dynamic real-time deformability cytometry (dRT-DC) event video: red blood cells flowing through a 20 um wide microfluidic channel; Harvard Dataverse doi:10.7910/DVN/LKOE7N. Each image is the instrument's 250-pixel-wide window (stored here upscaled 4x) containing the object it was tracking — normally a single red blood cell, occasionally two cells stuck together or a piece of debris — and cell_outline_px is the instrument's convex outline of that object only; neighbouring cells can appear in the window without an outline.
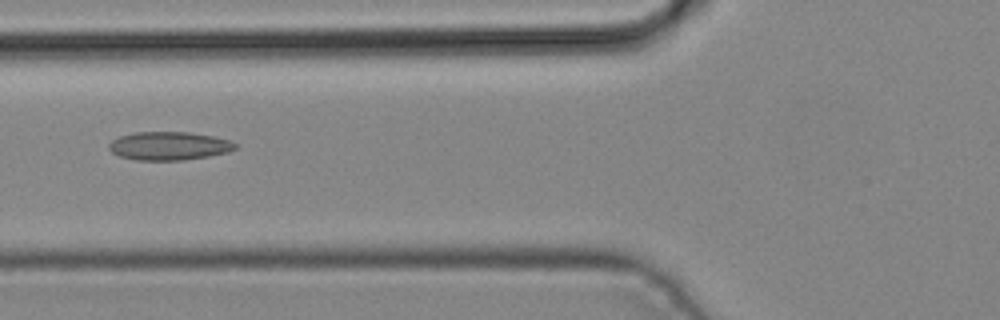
{"species": "common noctule bat (a hibernating species)", "species_latin": "Nyctalus noctula", "temperature_condition": "cold", "stored_images_in_passage": 7, "camera_frame_rate_fps": 3000, "um_per_image_px": 0.085, "animal": {"sex": "male", "body_mass_g": 19.2, "forearm_length_mm": 51.8}, "frame": {"image": 1, "passage_image": 6, "time_ms": 1.667, "image_size_px": [1000, 320], "cell_outline_px": [[240, 144], [236, 148], [228, 152], [208, 156], [184, 160], [136, 160], [120, 156], [112, 152], [108, 148], [108, 144], [112, 140], [120, 136], [136, 132], [188, 132], [212, 136], [228, 140]], "centroid_in_image_um": [14.37, 12.4], "position_along_channel_um": 111.4, "area_um2": 20.87}}
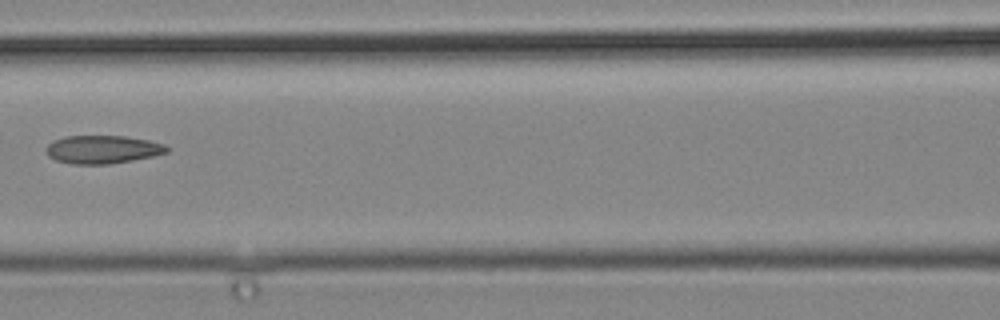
{"frame": {"image": 2, "passage_image": 7, "time_ms": 2.0, "image_size_px": [1000, 320], "cell_outline_px": [[172, 148], [168, 152], [152, 156], [132, 160], [108, 164], [72, 164], [56, 160], [48, 156], [44, 148], [52, 140], [64, 136], [124, 136], [148, 140], [164, 144]], "centroid_in_image_um": [8.7, 12.7], "position_along_channel_um": 157.9, "area_um2": 19.94}}